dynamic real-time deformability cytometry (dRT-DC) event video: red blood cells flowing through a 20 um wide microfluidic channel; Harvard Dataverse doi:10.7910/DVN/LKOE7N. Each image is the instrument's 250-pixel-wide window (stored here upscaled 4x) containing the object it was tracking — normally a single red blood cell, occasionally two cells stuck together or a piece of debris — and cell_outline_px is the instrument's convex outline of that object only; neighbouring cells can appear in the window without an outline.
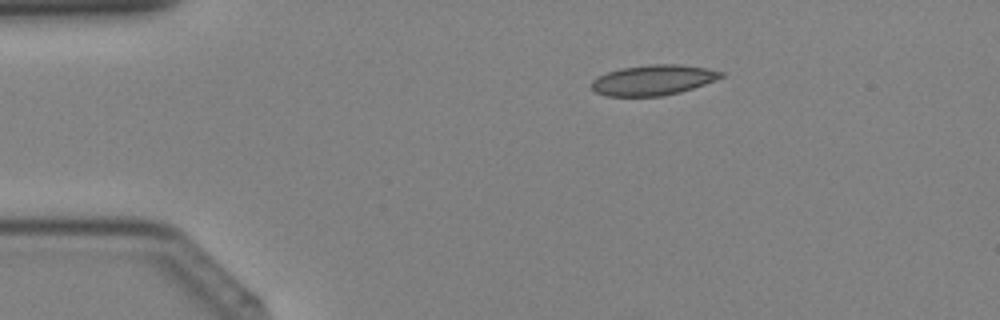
{"species": "Egyptian fruit bat (a non-hibernating species)", "species_latin": "Rousettus aegyptiacus", "temperature_condition": "cold", "stored_images_in_passage": 39, "camera_frame_rate_fps": 3000, "um_per_image_px": 0.085, "animal": {"sex": "female"}, "frame": {"image": 1, "passage_image": 7, "time_ms": 2.0, "image_size_px": [1000, 320], "cell_outline_px": [[724, 76], [704, 84], [680, 92], [664, 96], [604, 96], [596, 92], [592, 88], [592, 80], [596, 76], [620, 68], [652, 64], [676, 64], [708, 68], [724, 72]], "centroid_in_image_um": [55.5, 6.8], "position_along_channel_um": 29.5, "area_um2": 22.89}}
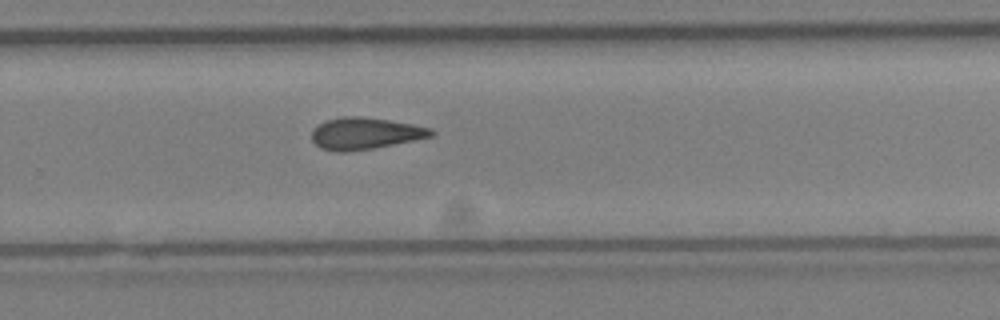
{"frame": {"image": 2, "passage_image": 26, "time_ms": 8.333, "image_size_px": [1000, 320], "cell_outline_px": [[436, 132], [432, 136], [376, 148], [352, 152], [332, 152], [320, 148], [312, 140], [312, 132], [320, 124], [328, 120], [344, 116], [364, 116], [412, 124], [432, 128]], "centroid_in_image_um": [31.04, 11.36], "position_along_channel_um": 298.8, "area_um2": 22.2}}
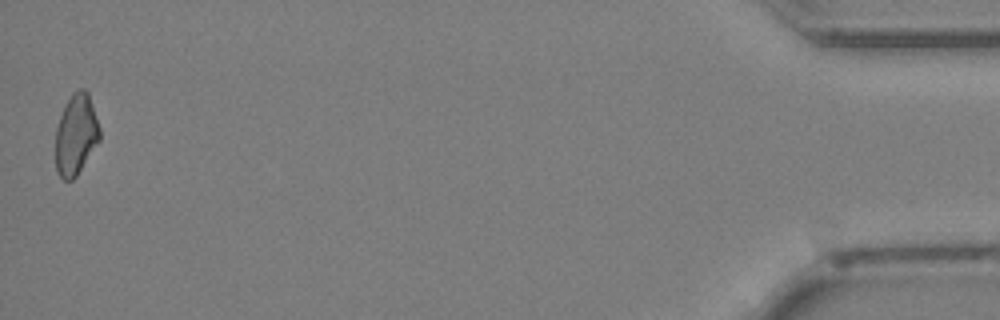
{"frame": {"image": 3, "passage_image": 39, "time_ms": 12.667, "image_size_px": [1000, 320], "cell_outline_px": [[100, 140], [76, 176], [72, 180], [64, 180], [56, 172], [56, 128], [64, 104], [72, 92], [80, 88], [84, 88], [88, 92], [100, 128]], "centroid_in_image_um": [6.45, 11.42], "position_along_channel_um": 428.7, "area_um2": 20.87}}